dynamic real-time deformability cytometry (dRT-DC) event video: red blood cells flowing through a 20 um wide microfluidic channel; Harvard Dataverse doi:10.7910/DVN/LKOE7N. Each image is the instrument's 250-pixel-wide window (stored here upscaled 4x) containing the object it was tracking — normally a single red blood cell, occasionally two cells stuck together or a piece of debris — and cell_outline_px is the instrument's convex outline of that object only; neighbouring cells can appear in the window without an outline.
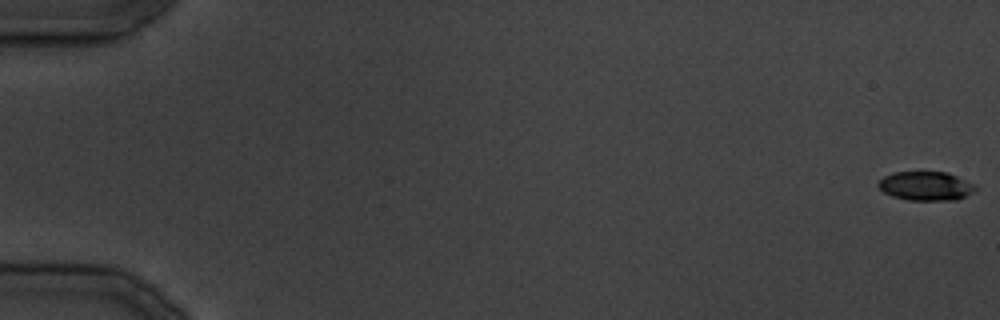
{"species": "common noctule bat (a hibernating species)", "species_latin": "Nyctalus noctula", "temperature_condition": "cold", "stored_images_in_passage": 35, "camera_frame_rate_fps": 3000, "um_per_image_px": 0.085, "animal": {"sex": "male", "body_mass_g": 19.5, "forearm_length_mm": 54.6}, "frame": {"image": 1, "passage_image": 1, "time_ms": 0.0, "image_size_px": [1000, 320], "cell_outline_px": [[976, 192], [956, 200], [908, 200], [892, 196], [884, 192], [876, 184], [884, 176], [892, 172], [948, 172], [976, 184]], "centroid_in_image_um": [78.73, 15.81], "position_along_channel_um": 6.3, "area_um2": 16.59}}
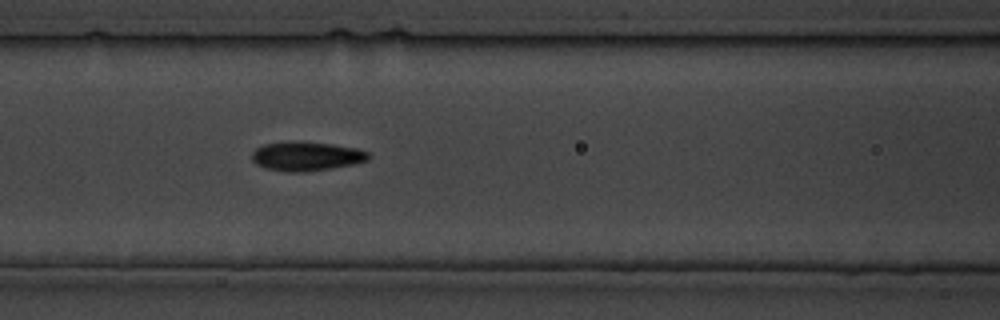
{"frame": {"image": 2, "passage_image": 16, "time_ms": 19.0, "image_size_px": [1000, 320], "cell_outline_px": [[372, 156], [368, 160], [352, 164], [332, 168], [308, 172], [284, 172], [264, 168], [256, 164], [252, 160], [252, 152], [256, 148], [264, 144], [292, 140], [300, 140], [332, 144], [356, 148], [368, 152]], "centroid_in_image_um": [26.02, 13.27], "position_along_channel_um": 140.6, "area_um2": 20.23}}
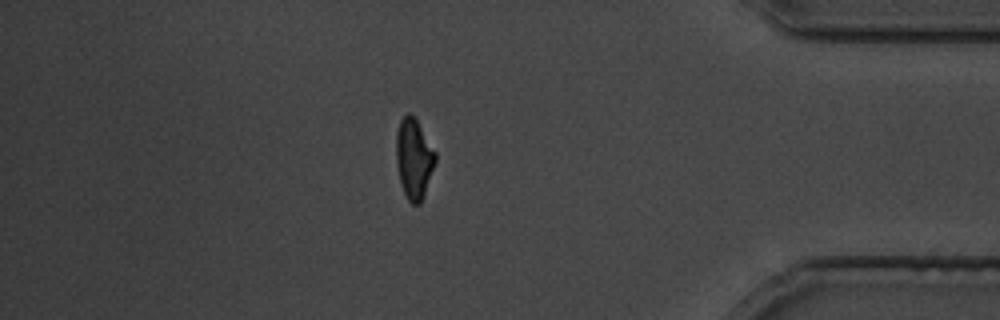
{"frame": {"image": 3, "passage_image": 31, "time_ms": 37.333, "image_size_px": [1000, 320], "cell_outline_px": [[436, 160], [424, 196], [420, 204], [412, 204], [408, 200], [400, 184], [396, 160], [396, 132], [400, 120], [408, 112], [416, 120], [436, 152]], "centroid_in_image_um": [35.17, 13.5], "position_along_channel_um": 400.0, "area_um2": 18.21}}